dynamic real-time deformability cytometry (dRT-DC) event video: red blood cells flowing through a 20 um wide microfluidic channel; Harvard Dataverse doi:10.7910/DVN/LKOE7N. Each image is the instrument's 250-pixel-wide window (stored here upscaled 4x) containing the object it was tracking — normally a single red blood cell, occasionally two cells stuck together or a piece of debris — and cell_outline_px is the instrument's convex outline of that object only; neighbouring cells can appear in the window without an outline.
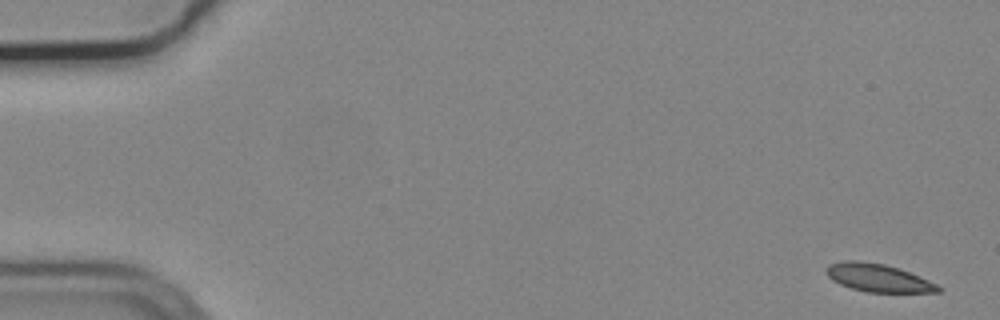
{"species": "common noctule bat (a hibernating species)", "species_latin": "Nyctalus noctula", "temperature_condition": "cold", "stored_images_in_passage": 6, "camera_frame_rate_fps": 3000, "um_per_image_px": 0.085, "animal": {"sex": "male", "body_mass_g": 19.2, "forearm_length_mm": 51.8}, "frame": {"image": 1, "passage_image": 1, "time_ms": 0.0, "image_size_px": [1000, 320], "cell_outline_px": [[944, 288], [940, 292], [868, 292], [852, 288], [840, 284], [832, 280], [824, 272], [824, 268], [828, 264], [844, 260], [856, 260], [884, 264], [900, 268], [928, 280]], "centroid_in_image_um": [74.61, 23.6], "position_along_channel_um": 10.4, "area_um2": 18.32}}
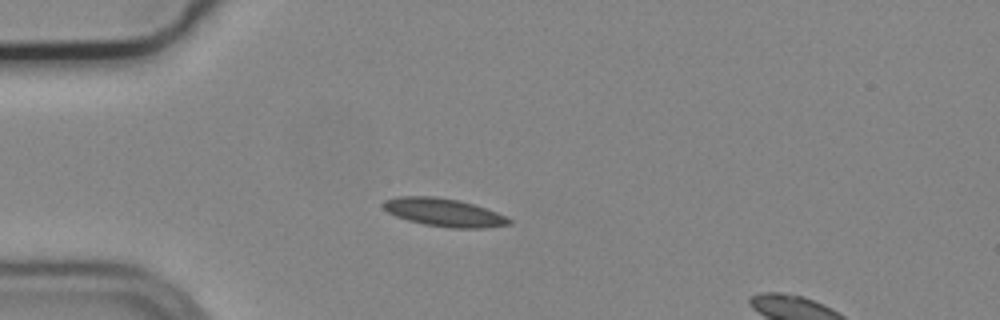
{"frame": {"image": 2, "passage_image": 5, "time_ms": 1.333, "image_size_px": [1000, 320], "cell_outline_px": [[512, 224], [484, 228], [452, 228], [424, 224], [408, 220], [396, 216], [388, 212], [384, 208], [384, 200], [400, 196], [436, 196], [460, 200], [496, 212], [512, 220]], "centroid_in_image_um": [37.74, 18.05], "position_along_channel_um": 47.3, "area_um2": 20.4}}